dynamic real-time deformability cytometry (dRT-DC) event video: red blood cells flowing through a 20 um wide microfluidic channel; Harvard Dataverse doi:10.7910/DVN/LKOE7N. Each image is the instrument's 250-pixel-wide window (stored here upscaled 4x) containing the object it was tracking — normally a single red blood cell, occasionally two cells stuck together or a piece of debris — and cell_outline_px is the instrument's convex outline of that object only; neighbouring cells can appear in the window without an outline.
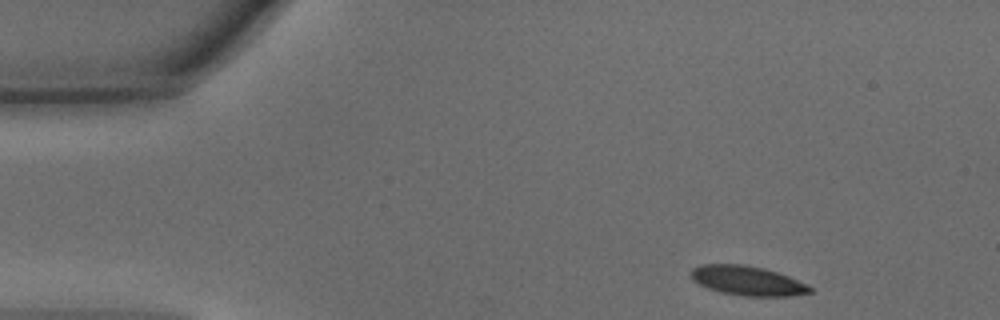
{"species": "common noctule bat (a hibernating species)", "species_latin": "Nyctalus noctula", "temperature_condition": "warm", "stored_images_in_passage": 33, "camera_frame_rate_fps": 3000, "um_per_image_px": 0.085, "animal": {"sex": "male", "body_mass_g": 15.6}, "frame": {"image": 1, "passage_image": 1, "time_ms": 0.0, "image_size_px": [1000, 320], "cell_outline_px": [[812, 292], [792, 296], [744, 296], [720, 292], [708, 288], [692, 280], [692, 268], [704, 264], [740, 264], [764, 268], [788, 276], [808, 284], [812, 288]], "centroid_in_image_um": [63.56, 23.86], "position_along_channel_um": 21.4, "area_um2": 20.35}}
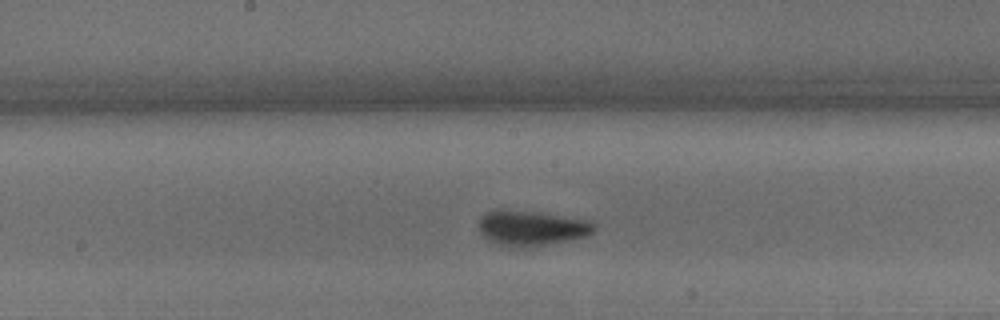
{"frame": {"image": 2, "passage_image": 19, "time_ms": 6.0, "image_size_px": [1000, 320], "cell_outline_px": [[596, 232], [588, 236], [568, 240], [544, 244], [516, 248], [508, 248], [496, 244], [488, 240], [480, 232], [480, 220], [484, 212], [500, 208], [540, 212], [584, 220], [596, 224]], "centroid_in_image_um": [45.14, 19.37], "position_along_channel_um": 203.1, "area_um2": 23.81}}
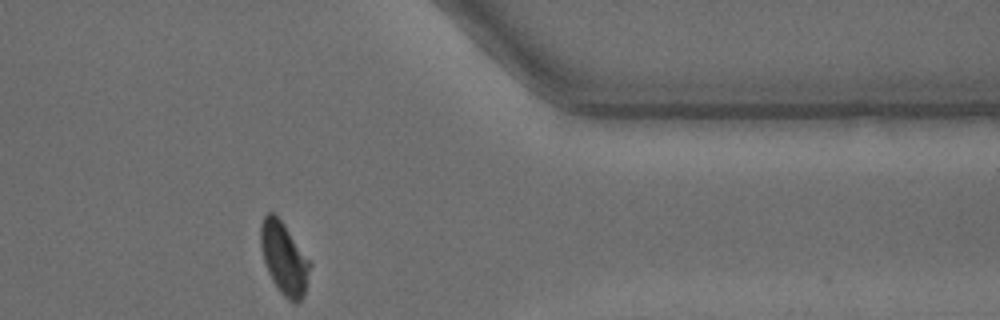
{"frame": {"image": 3, "passage_image": 33, "time_ms": 10.667, "image_size_px": [1000, 320], "cell_outline_px": [[312, 264], [304, 296], [296, 304], [288, 300], [280, 292], [272, 280], [268, 272], [264, 260], [260, 244], [260, 224], [264, 216], [268, 212], [272, 212], [280, 220]], "centroid_in_image_um": [24.14, 22.0], "position_along_channel_um": 387.3, "area_um2": 20.46}, "authors_computed_cell_mechanics": {"area_um2": 21.7328, "velocity_mm_per_s": 4.3294, "shape_relaxation_time_tau1_ms": 3.1538, "shape_relaxation_time_tau2_ms": 0.8627, "deformation_change_tau1": 0.1541, "deformation_change_tau2": 0.0632}}